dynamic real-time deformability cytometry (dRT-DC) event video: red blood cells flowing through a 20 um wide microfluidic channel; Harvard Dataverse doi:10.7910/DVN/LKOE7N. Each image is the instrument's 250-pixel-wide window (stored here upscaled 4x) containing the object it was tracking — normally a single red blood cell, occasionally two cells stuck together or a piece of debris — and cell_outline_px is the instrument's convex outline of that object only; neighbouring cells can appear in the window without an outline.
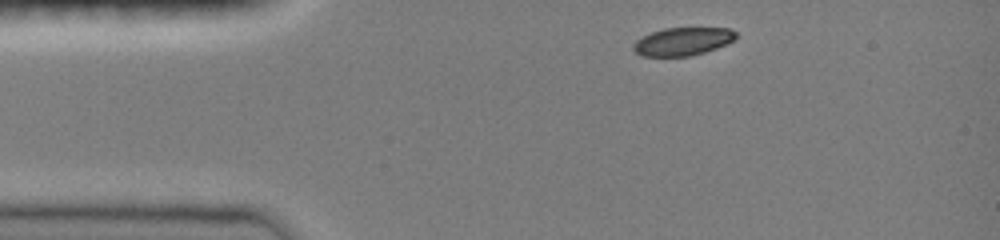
{"species": "common noctule bat (a hibernating species)", "species_latin": "Nyctalus noctula", "temperature_condition": "room temperature", "stored_images_in_passage": 36, "camera_frame_rate_fps": 3000, "um_per_image_px": 0.085, "animal": {"sex": "female", "body_mass_g": 19.0, "forearm_length_mm": 51.5}, "frame": {"image": 1, "passage_image": 1, "time_ms": 0.0, "image_size_px": [1000, 240], "cell_outline_px": [[736, 40], [728, 44], [704, 52], [688, 56], [640, 56], [632, 48], [632, 44], [636, 40], [652, 32], [664, 28], [728, 28], [736, 32]], "centroid_in_image_um": [58.04, 3.52], "position_along_channel_um": 27.0, "area_um2": 16.76}}
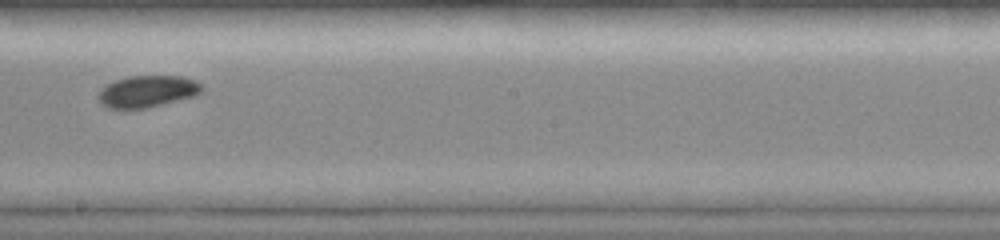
{"frame": {"image": 2, "passage_image": 20, "time_ms": 6.333, "image_size_px": [1000, 240], "cell_outline_px": [[204, 92], [192, 96], [148, 108], [108, 108], [100, 104], [96, 96], [100, 88], [104, 84], [128, 76], [184, 76], [196, 80], [204, 88]], "centroid_in_image_um": [12.49, 7.76], "position_along_channel_um": 235.7, "area_um2": 19.42}}
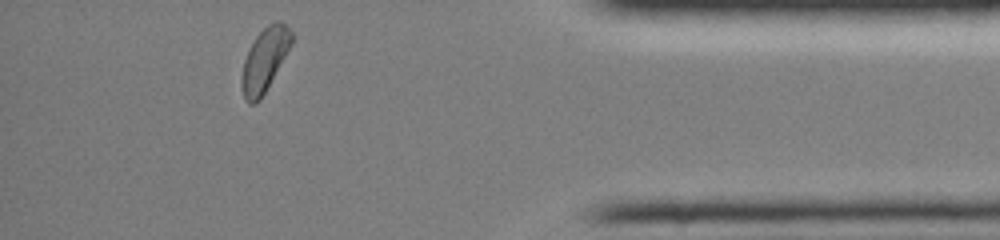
{"frame": {"image": 3, "passage_image": 35, "time_ms": 11.333, "image_size_px": [1000, 240], "cell_outline_px": [[292, 44], [260, 100], [256, 104], [248, 104], [244, 100], [240, 84], [240, 80], [244, 60], [248, 48], [256, 36], [268, 24], [276, 20], [280, 20], [292, 32]], "centroid_in_image_um": [22.46, 5.11], "position_along_channel_um": 412.7, "area_um2": 18.5}, "authors_computed_cell_mechanics": {"area_um2": 18.6694, "velocity_mm_per_s": 4.0502, "shape_relaxation_time_tau1_ms": 2.1132, "shape_relaxation_time_tau2_ms": null, "deformation_change_tau1": 0.0647, "deformation_change_tau2": null}}